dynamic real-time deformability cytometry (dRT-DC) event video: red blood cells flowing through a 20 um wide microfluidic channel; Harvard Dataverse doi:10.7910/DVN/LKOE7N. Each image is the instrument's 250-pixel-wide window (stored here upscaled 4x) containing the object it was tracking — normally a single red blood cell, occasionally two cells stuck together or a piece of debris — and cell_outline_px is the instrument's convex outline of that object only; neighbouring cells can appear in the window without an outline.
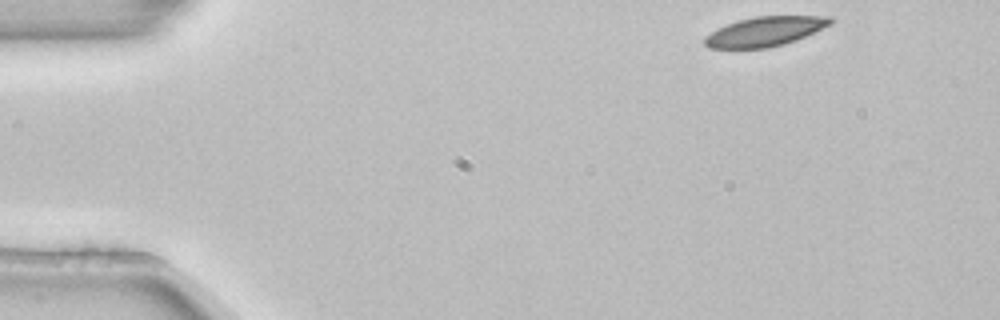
{"species": "common noctule bat (a hibernating species)", "species_latin": "Nyctalus noctula", "temperature_condition": "room temperature", "stored_images_in_passage": 2, "camera_frame_rate_fps": 3000, "um_per_image_px": 0.085, "animal": {"sex": "female", "body_mass_g": 22.7, "forearm_length_mm": 54.2}, "frame": {"image": 1, "passage_image": 1, "time_ms": 0.0, "image_size_px": [1000, 320], "cell_outline_px": [[836, 20], [832, 24], [796, 40], [784, 44], [768, 48], [708, 48], [704, 44], [704, 36], [728, 24], [740, 20], [756, 16], [832, 16]], "centroid_in_image_um": [65.07, 2.67], "position_along_channel_um": 19.9, "area_um2": 21.56}}